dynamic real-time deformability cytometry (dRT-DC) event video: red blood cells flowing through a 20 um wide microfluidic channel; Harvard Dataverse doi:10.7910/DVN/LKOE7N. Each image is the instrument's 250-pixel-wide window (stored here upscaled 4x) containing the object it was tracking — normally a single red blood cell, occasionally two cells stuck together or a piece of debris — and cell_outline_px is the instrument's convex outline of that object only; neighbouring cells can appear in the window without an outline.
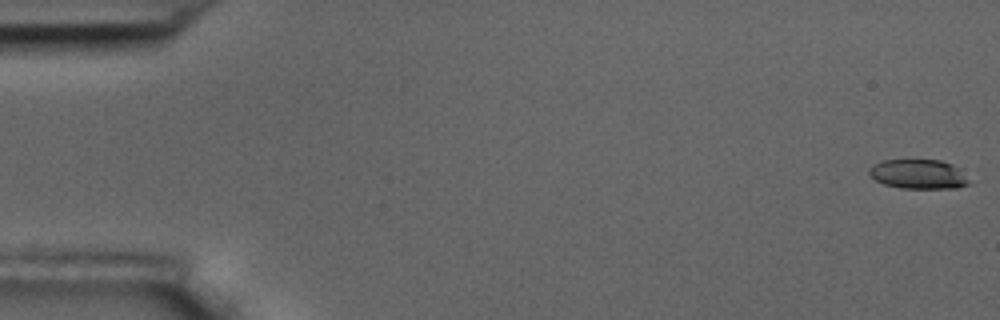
{"species": "common noctule bat (a hibernating species)", "species_latin": "Nyctalus noctula", "temperature_condition": "room temperature", "stored_images_in_passage": 58, "camera_frame_rate_fps": 3000, "um_per_image_px": 0.085, "animal": {"sex": "male", "body_mass_g": 17.5, "forearm_length_mm": 52.3}, "frame": {"image": 1, "passage_image": 1, "time_ms": 0.0, "image_size_px": [1000, 320], "cell_outline_px": [[968, 184], [956, 188], [900, 188], [884, 184], [868, 176], [868, 168], [872, 164], [884, 160], [940, 160], [952, 164], [968, 180]], "centroid_in_image_um": [77.97, 14.8], "position_along_channel_um": 7.0, "area_um2": 16.99}}
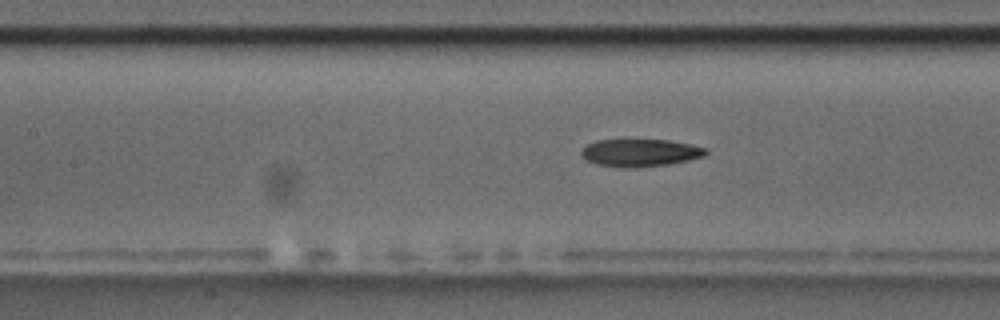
{"frame": {"image": 2, "passage_image": 26, "time_ms": 8.333, "image_size_px": [1000, 320], "cell_outline_px": [[708, 152], [704, 156], [688, 160], [668, 164], [636, 168], [620, 168], [596, 164], [580, 156], [580, 152], [588, 144], [596, 140], [668, 140], [688, 144], [704, 148]], "centroid_in_image_um": [54.37, 13.0], "position_along_channel_um": 153.0, "area_um2": 19.88}}
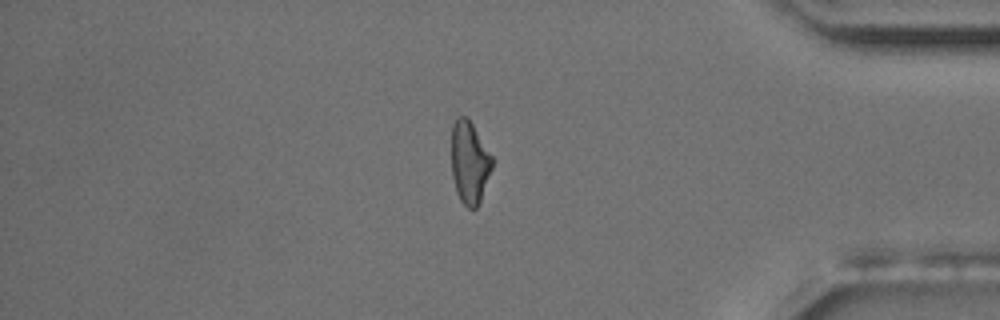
{"frame": {"image": 3, "passage_image": 49, "time_ms": 16.0, "image_size_px": [1000, 320], "cell_outline_px": [[492, 168], [480, 200], [476, 208], [468, 208], [460, 200], [456, 192], [452, 176], [452, 124], [456, 116], [468, 116], [492, 156]], "centroid_in_image_um": [39.89, 13.77], "position_along_channel_um": 395.3, "area_um2": 19.54}, "authors_computed_cell_mechanics": {"area_um2": 20.0855, "velocity_mm_per_s": 3.5441, "shape_relaxation_time_tau1_ms": 5.1365, "shape_relaxation_time_tau2_ms": 2.1058, "deformation_change_tau1": 0.1771, "deformation_change_tau2": 0.1114}}